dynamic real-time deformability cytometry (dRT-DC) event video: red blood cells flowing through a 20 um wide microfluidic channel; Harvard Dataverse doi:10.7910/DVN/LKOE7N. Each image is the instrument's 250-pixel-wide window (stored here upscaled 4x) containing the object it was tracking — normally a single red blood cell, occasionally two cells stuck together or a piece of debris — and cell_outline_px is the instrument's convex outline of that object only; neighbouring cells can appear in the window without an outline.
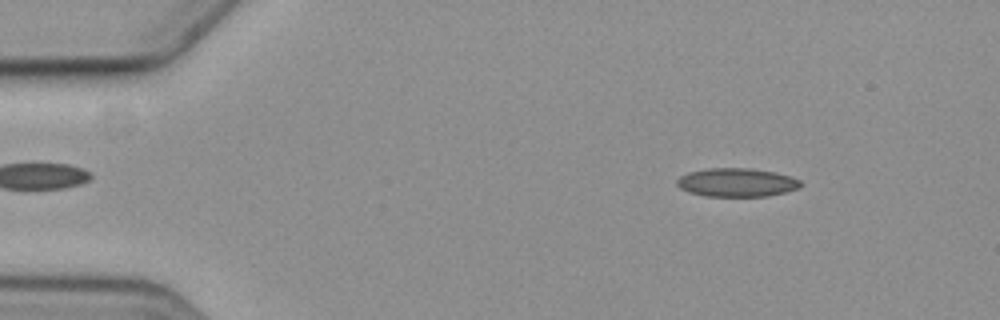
{"species": "common noctule bat (a hibernating species)", "species_latin": "Nyctalus noctula", "temperature_condition": "cold", "stored_images_in_passage": 27, "camera_frame_rate_fps": 3000, "um_per_image_px": 0.085, "animal": {"sex": "female", "body_mass_g": 19.3, "forearm_length_mm": 54.1}, "frame": {"image": 1, "passage_image": 7, "time_ms": 2.0, "image_size_px": [1000, 320], "cell_outline_px": [[804, 184], [800, 188], [768, 196], [708, 196], [688, 192], [680, 188], [676, 184], [676, 180], [680, 176], [688, 172], [708, 168], [752, 168], [776, 172], [792, 176], [800, 180]], "centroid_in_image_um": [62.65, 15.5], "position_along_channel_um": 22.3, "area_um2": 20.81}}
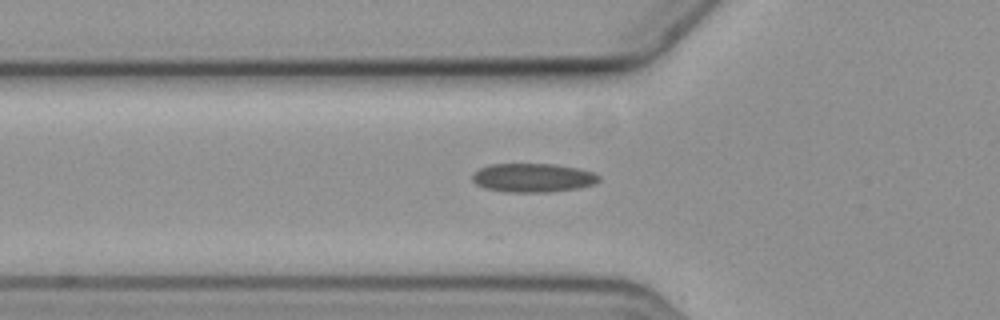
{"frame": {"image": 2, "passage_image": 19, "time_ms": 6.0, "image_size_px": [1000, 320], "cell_outline_px": [[600, 180], [596, 184], [576, 188], [548, 192], [508, 192], [484, 188], [476, 184], [472, 180], [472, 176], [480, 168], [488, 164], [556, 164], [576, 168], [592, 172], [600, 176]], "centroid_in_image_um": [45.3, 15.11], "position_along_channel_um": 80.5, "area_um2": 21.21}}
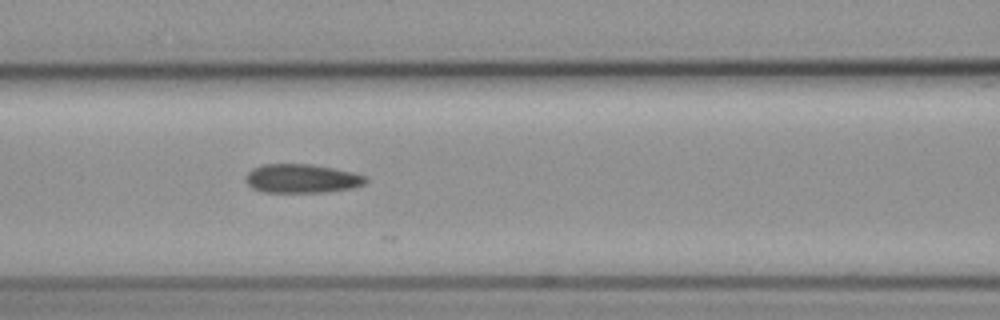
{"frame": {"image": 3, "passage_image": 24, "time_ms": 7.667, "image_size_px": [1000, 320], "cell_outline_px": [[368, 180], [364, 184], [352, 188], [328, 192], [264, 192], [252, 188], [248, 184], [244, 176], [252, 168], [264, 164], [312, 164], [352, 172], [364, 176]], "centroid_in_image_um": [25.63, 15.18], "position_along_channel_um": 141.0, "area_um2": 20.17}}